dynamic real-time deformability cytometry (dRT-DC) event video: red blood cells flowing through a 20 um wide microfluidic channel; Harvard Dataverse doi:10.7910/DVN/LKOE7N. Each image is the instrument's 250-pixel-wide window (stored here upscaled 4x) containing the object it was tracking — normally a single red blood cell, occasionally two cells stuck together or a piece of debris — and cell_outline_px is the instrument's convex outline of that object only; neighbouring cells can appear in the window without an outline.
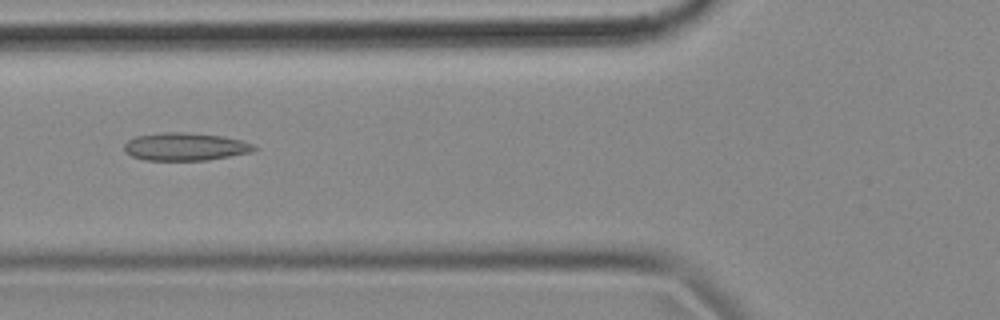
{"species": "common noctule bat (a hibernating species)", "species_latin": "Nyctalus noctula", "temperature_condition": "cold", "stored_images_in_passage": 19, "camera_frame_rate_fps": 3000, "um_per_image_px": 0.085, "animal": {"sex": "female", "body_mass_g": 18.4}, "frame": {"image": 1, "passage_image": 4, "time_ms": 1.0, "image_size_px": [1000, 320], "cell_outline_px": [[260, 148], [252, 152], [208, 160], [144, 160], [132, 156], [124, 152], [124, 144], [128, 140], [136, 136], [160, 132], [184, 132], [224, 136], [240, 140], [252, 144]], "centroid_in_image_um": [15.74, 12.46], "position_along_channel_um": 110.1, "area_um2": 21.21}}